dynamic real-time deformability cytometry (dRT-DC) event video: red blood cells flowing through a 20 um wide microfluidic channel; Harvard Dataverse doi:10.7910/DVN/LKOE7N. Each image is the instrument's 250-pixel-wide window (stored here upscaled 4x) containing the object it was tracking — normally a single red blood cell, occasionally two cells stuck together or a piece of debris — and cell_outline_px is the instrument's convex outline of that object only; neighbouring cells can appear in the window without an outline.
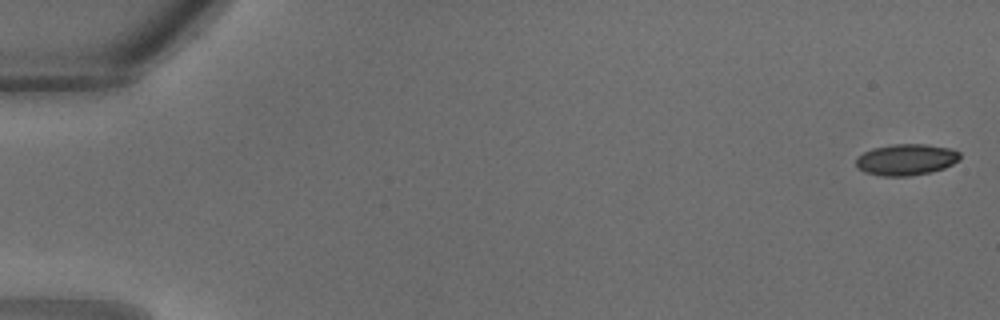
{"species": "common noctule bat (a hibernating species)", "species_latin": "Nyctalus noctula", "temperature_condition": "warm", "stored_images_in_passage": 33, "camera_frame_rate_fps": 3000, "um_per_image_px": 0.085, "animal": {"sex": "male", "body_mass_g": 18.8}, "frame": {"image": 1, "passage_image": 1, "time_ms": 0.0, "image_size_px": [1000, 320], "cell_outline_px": [[960, 160], [944, 168], [932, 172], [908, 176], [880, 176], [864, 172], [856, 168], [856, 156], [872, 148], [892, 144], [928, 144], [952, 148], [960, 152]], "centroid_in_image_um": [77.02, 13.56], "position_along_channel_um": 8.0, "area_um2": 19.31}}
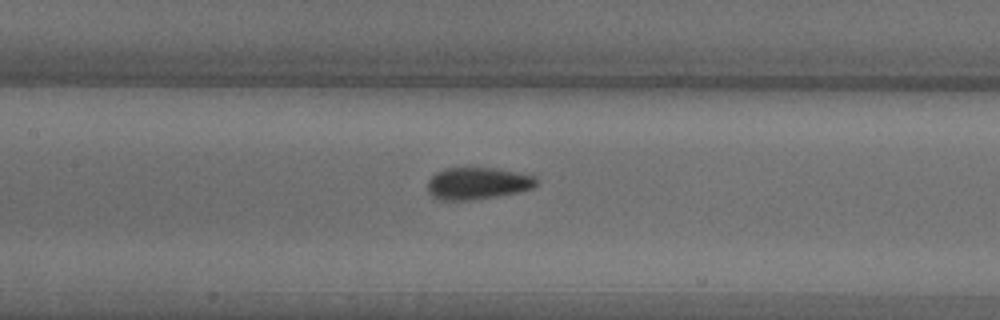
{"frame": {"image": 2, "passage_image": 16, "time_ms": 5.0, "image_size_px": [1000, 320], "cell_outline_px": [[536, 184], [532, 188], [516, 192], [496, 196], [472, 200], [440, 200], [432, 196], [428, 192], [428, 180], [436, 172], [444, 168], [496, 168], [536, 176]], "centroid_in_image_um": [40.56, 15.58], "position_along_channel_um": 166.8, "area_um2": 20.17}}
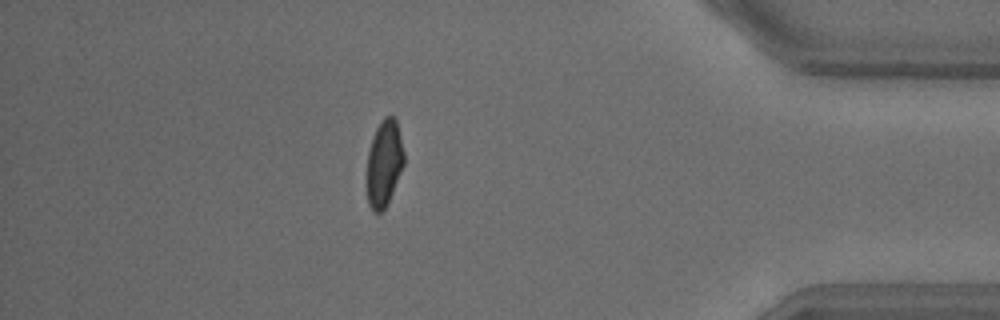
{"frame": {"image": 3, "passage_image": 29, "time_ms": 9.333, "image_size_px": [1000, 320], "cell_outline_px": [[404, 164], [392, 192], [384, 208], [380, 212], [372, 212], [368, 204], [364, 184], [368, 152], [372, 136], [376, 128], [384, 116], [392, 116], [396, 120], [404, 152]], "centroid_in_image_um": [32.59, 13.9], "position_along_channel_um": 402.6, "area_um2": 19.07}}